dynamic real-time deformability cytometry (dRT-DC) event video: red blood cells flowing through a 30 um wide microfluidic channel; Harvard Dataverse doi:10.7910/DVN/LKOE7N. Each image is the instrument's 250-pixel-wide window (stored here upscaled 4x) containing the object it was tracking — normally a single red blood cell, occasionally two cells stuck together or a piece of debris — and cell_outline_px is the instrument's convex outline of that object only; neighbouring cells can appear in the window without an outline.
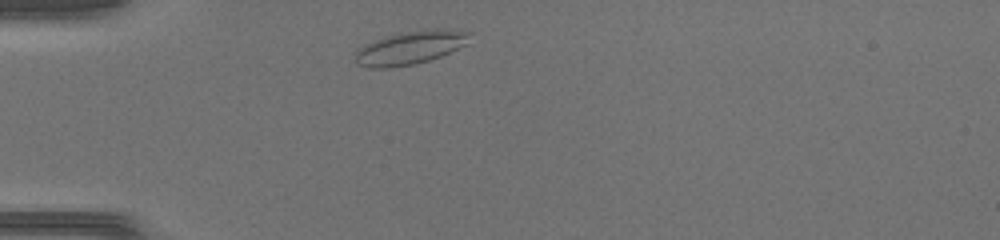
{"species": "common noctule bat (a hibernating species)", "species_latin": "Nyctalus noctula", "temperature_condition": "warm", "stored_images_in_passage": 35, "camera_frame_rate_fps": 3000, "um_per_image_px": 0.085, "animal": {"sex": "female", "body_mass_g": 17.0, "forearm_length_mm": 48.0}, "frame": {"image": 1, "passage_image": 2, "time_ms": 0.333, "image_size_px": [1000, 240], "cell_outline_px": [[472, 32], [468, 44], [440, 56], [428, 60], [412, 64], [388, 68], [368, 68], [356, 64], [356, 52], [364, 44], [400, 32], [432, 28], [436, 28]], "centroid_in_image_um": [34.9, 4.04], "position_along_channel_um": 50.1, "area_um2": 22.2}}
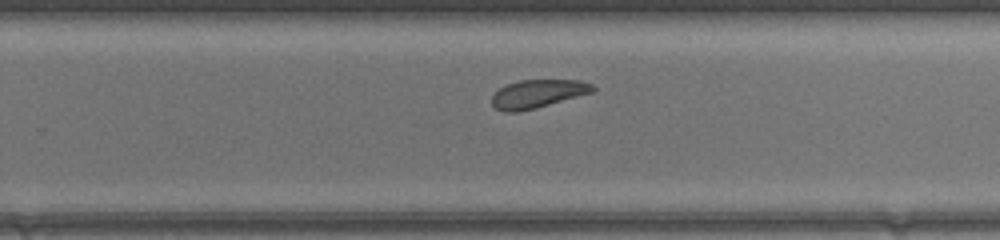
{"frame": {"image": 2, "passage_image": 19, "time_ms": 6.0, "image_size_px": [1000, 240], "cell_outline_px": [[596, 88], [592, 92], [536, 108], [516, 112], [504, 112], [496, 108], [492, 104], [492, 96], [500, 88], [508, 84], [520, 80], [580, 80], [592, 84]], "centroid_in_image_um": [45.7, 7.97], "position_along_channel_um": 284.1, "area_um2": 16.42}}
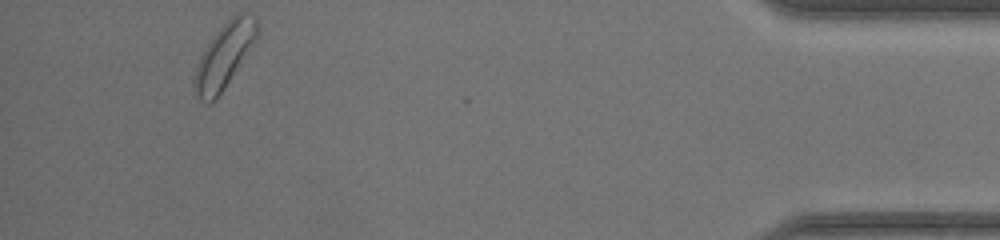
{"frame": {"image": 3, "passage_image": 32, "time_ms": 10.333, "image_size_px": [1000, 240], "cell_outline_px": [[260, 32], [256, 40], [216, 100], [208, 104], [200, 100], [196, 96], [192, 88], [192, 80], [196, 64], [204, 48], [216, 32], [236, 12], [244, 12], [252, 16], [256, 20]], "centroid_in_image_um": [19.02, 4.76], "position_along_channel_um": 416.2, "area_um2": 23.81}}